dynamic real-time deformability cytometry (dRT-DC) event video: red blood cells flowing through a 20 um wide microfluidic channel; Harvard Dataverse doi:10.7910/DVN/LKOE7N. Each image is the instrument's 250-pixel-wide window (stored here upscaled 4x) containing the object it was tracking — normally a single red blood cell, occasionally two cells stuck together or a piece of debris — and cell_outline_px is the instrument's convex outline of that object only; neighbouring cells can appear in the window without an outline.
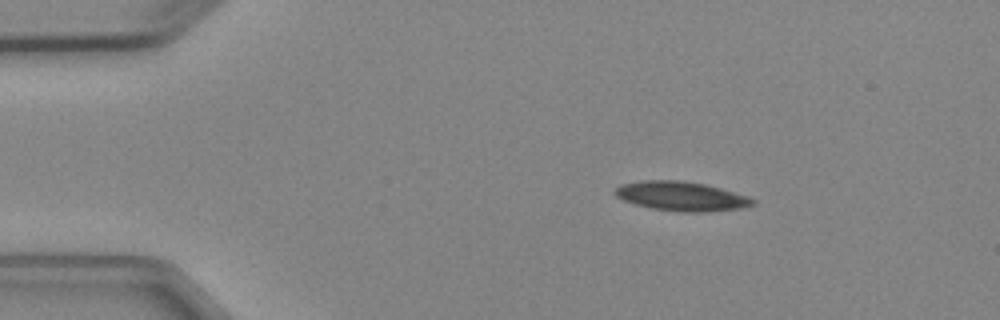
{"species": "Egyptian fruit bat (a non-hibernating species)", "species_latin": "Rousettus aegyptiacus", "temperature_condition": "cold", "stored_images_in_passage": 4, "camera_frame_rate_fps": 3000, "um_per_image_px": 0.085, "animal": {"sex": "female"}, "frame": {"image": 1, "passage_image": 1, "time_ms": 0.0, "image_size_px": [1000, 320], "cell_outline_px": [[756, 204], [744, 208], [704, 212], [680, 212], [652, 208], [636, 204], [624, 200], [616, 196], [612, 192], [620, 184], [640, 180], [680, 180], [704, 184], [720, 188], [748, 196], [756, 200]], "centroid_in_image_um": [57.92, 16.68], "position_along_channel_um": 27.1, "area_um2": 23.64}}
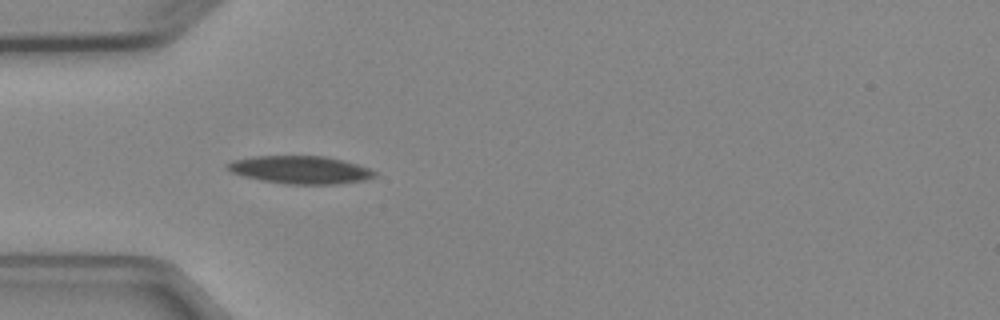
{"frame": {"image": 2, "passage_image": 3, "time_ms": 2.333, "image_size_px": [1000, 320], "cell_outline_px": [[376, 176], [364, 180], [336, 184], [284, 184], [244, 176], [232, 172], [224, 164], [232, 160], [252, 156], [324, 156], [356, 164], [368, 168], [376, 172]], "centroid_in_image_um": [25.5, 14.43], "position_along_channel_um": 59.5, "area_um2": 23.64}}